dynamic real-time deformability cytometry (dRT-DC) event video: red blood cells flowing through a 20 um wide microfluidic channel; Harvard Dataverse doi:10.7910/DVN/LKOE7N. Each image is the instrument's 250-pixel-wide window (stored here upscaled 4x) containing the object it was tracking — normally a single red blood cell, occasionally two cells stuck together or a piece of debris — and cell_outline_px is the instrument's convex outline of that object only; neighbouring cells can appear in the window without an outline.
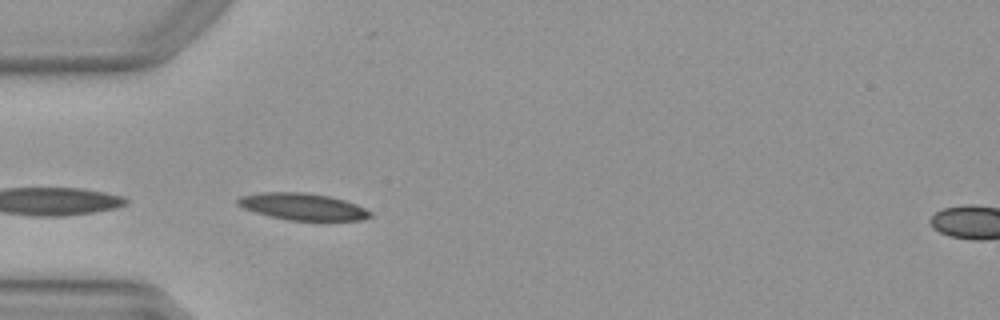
{"species": "Egyptian fruit bat (a non-hibernating species)", "species_latin": "Rousettus aegyptiacus", "temperature_condition": "warm", "stored_images_in_passage": 30, "camera_frame_rate_fps": 3000, "um_per_image_px": 0.085, "animal": {"sex": "female"}, "frame": {"image": 1, "passage_image": 1, "time_ms": 0.0, "image_size_px": [1000, 320], "cell_outline_px": [[372, 216], [360, 220], [288, 220], [268, 216], [244, 208], [236, 204], [236, 200], [240, 196], [260, 192], [304, 192], [328, 196], [344, 200], [356, 204], [372, 212]], "centroid_in_image_um": [25.7, 17.56], "position_along_channel_um": 59.3, "area_um2": 20.63}, "authors_computed_cell_mechanics": {"area_um2": 22.8021, "velocity_mm_per_s": 3.9369, "shape_relaxation_time_tau1_ms": 3.3541, "shape_relaxation_time_tau2_ms": 8.4208, "deformation_change_tau1": 0.0822, "deformation_change_tau2": 0.144}}